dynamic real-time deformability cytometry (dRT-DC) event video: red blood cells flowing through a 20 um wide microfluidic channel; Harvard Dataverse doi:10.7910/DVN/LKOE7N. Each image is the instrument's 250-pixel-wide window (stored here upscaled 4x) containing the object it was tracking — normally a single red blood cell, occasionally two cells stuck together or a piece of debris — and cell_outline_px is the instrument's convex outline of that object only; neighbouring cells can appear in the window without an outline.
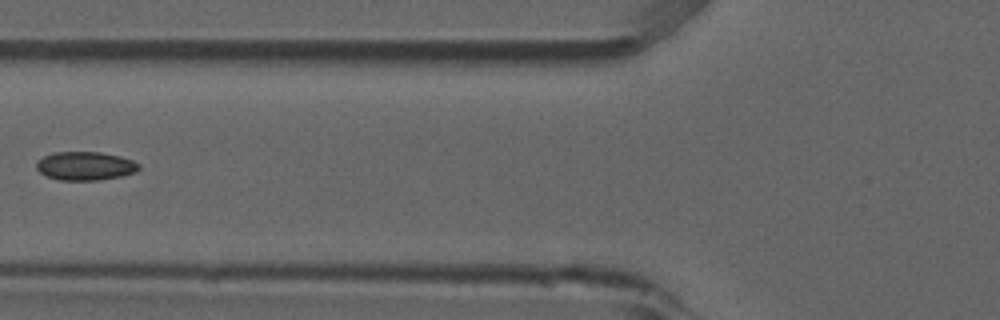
{"species": "common noctule bat (a hibernating species)", "species_latin": "Nyctalus noctula", "temperature_condition": "room temperature", "stored_images_in_passage": 3, "camera_frame_rate_fps": 3000, "um_per_image_px": 0.085, "animal": {"sex": "male", "forearm_length_mm": 52.5}, "frame": {"image": 1, "passage_image": 2, "time_ms": 0.333, "image_size_px": [1000, 320], "cell_outline_px": [[140, 168], [136, 172], [120, 176], [100, 180], [60, 180], [48, 176], [40, 172], [36, 168], [36, 160], [52, 152], [100, 152], [120, 156], [132, 160], [140, 164]], "centroid_in_image_um": [7.24, 14.1], "position_along_channel_um": 118.6, "area_um2": 17.11}}
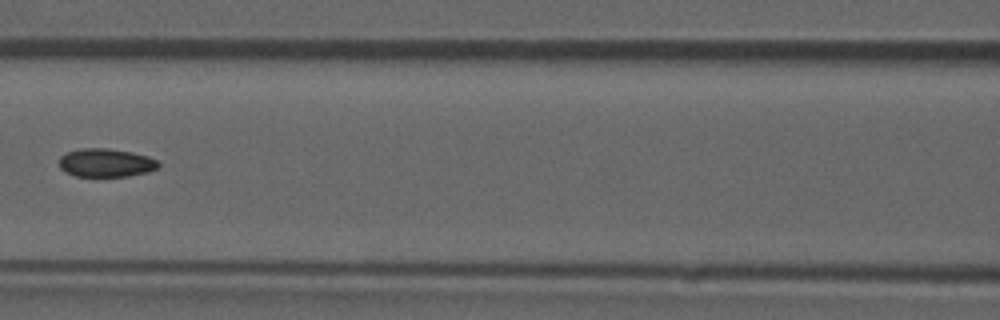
{"frame": {"image": 2, "passage_image": 3, "time_ms": 0.667, "image_size_px": [1000, 320], "cell_outline_px": [[160, 168], [148, 172], [128, 176], [76, 176], [60, 168], [60, 156], [68, 152], [80, 148], [104, 148], [132, 152], [148, 156], [156, 160], [160, 164]], "centroid_in_image_um": [9.04, 13.83], "position_along_channel_um": 157.6, "area_um2": 16.36}}